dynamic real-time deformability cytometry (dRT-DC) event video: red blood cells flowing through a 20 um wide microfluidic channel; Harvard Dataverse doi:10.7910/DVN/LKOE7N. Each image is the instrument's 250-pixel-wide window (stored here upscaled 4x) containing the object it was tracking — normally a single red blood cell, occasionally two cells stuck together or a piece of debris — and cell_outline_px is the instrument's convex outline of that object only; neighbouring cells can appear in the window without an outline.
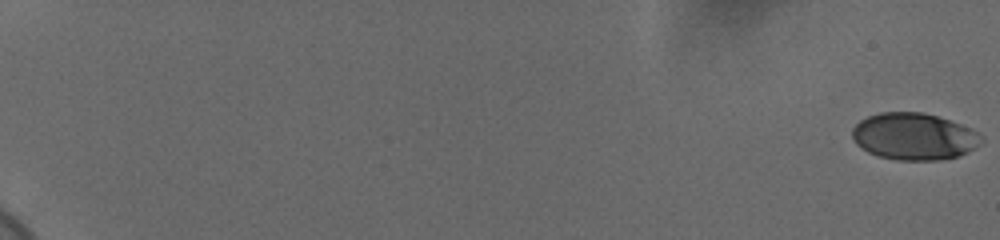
{"species": "human", "species_latin": "Homo sapiens", "temperature_condition": "cold", "stored_images_in_passage": 60, "camera_frame_rate_fps": 3000, "um_per_image_px": 0.085, "donor": {"sex": "female"}, "frame": {"image": 1, "passage_image": 1, "time_ms": 0.0, "image_size_px": [1000, 240], "cell_outline_px": [[984, 140], [980, 144], [968, 152], [956, 156], [940, 160], [896, 160], [880, 156], [868, 152], [856, 144], [852, 136], [852, 128], [860, 120], [868, 116], [880, 112], [924, 112], [972, 128], [984, 136]], "centroid_in_image_um": [77.7, 11.59], "position_along_channel_um": 7.3, "area_um2": 35.37}}
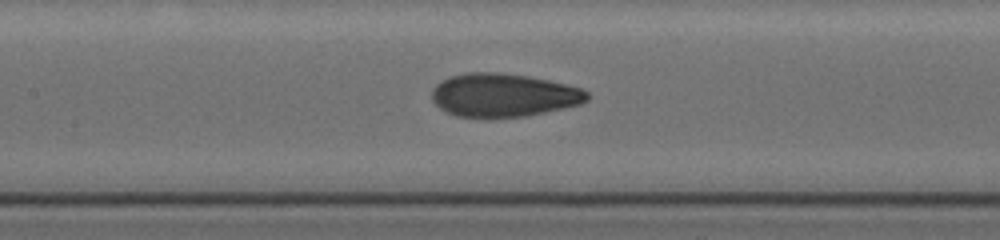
{"frame": {"image": 2, "passage_image": 33, "time_ms": 10.667, "image_size_px": [1000, 240], "cell_outline_px": [[588, 100], [580, 104], [564, 108], [528, 116], [484, 120], [456, 116], [440, 108], [432, 100], [432, 88], [436, 84], [448, 76], [468, 72], [500, 72], [528, 76], [548, 80], [580, 88], [588, 92]], "centroid_in_image_um": [42.75, 8.12], "position_along_channel_um": 164.6, "area_um2": 40.0}}
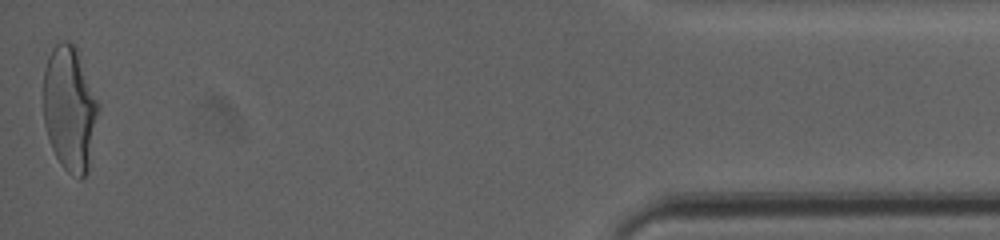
{"frame": {"image": 3, "passage_image": 60, "time_ms": 19.667, "image_size_px": [1000, 240], "cell_outline_px": [[100, 108], [88, 172], [80, 180], [68, 172], [60, 164], [52, 148], [44, 124], [44, 68], [48, 56], [52, 48], [60, 40], [72, 40], [80, 52]], "centroid_in_image_um": [5.94, 9.19], "position_along_channel_um": 429.3, "area_um2": 40.63}, "authors_computed_cell_mechanics": {"area_um2": 37.57, "velocity_mm_per_s": 3.6814, "shape_relaxation_time_tau1_ms": 5.0688, "shape_relaxation_time_tau2_ms": 0.9403, "deformation_change_tau1": 0.1809, "deformation_change_tau2": 0.0685}}